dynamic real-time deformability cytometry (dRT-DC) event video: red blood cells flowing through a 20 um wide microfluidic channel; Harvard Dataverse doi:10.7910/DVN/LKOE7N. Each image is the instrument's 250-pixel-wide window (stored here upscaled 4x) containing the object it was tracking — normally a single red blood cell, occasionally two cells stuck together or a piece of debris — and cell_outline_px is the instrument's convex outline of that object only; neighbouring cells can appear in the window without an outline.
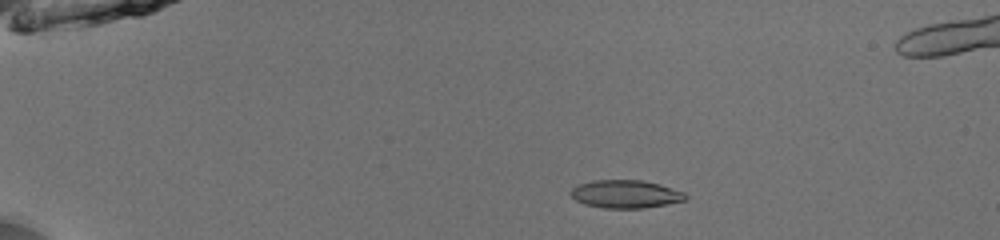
{"species": "common noctule bat (a hibernating species)", "species_latin": "Nyctalus noctula", "temperature_condition": "room temperature", "stored_images_in_passage": 42, "camera_frame_rate_fps": 3000, "um_per_image_px": 0.085, "animal": {"sex": "male", "body_mass_g": 13.0, "forearm_length_mm": 53.1}, "frame": {"image": 1, "passage_image": 1, "time_ms": 0.0, "image_size_px": [1000, 240], "cell_outline_px": [[688, 196], [684, 200], [644, 208], [604, 208], [584, 204], [576, 200], [572, 196], [572, 188], [580, 184], [592, 180], [640, 180], [660, 184], [684, 192]], "centroid_in_image_um": [53.17, 16.49], "position_along_channel_um": 31.8, "area_um2": 18.5}}
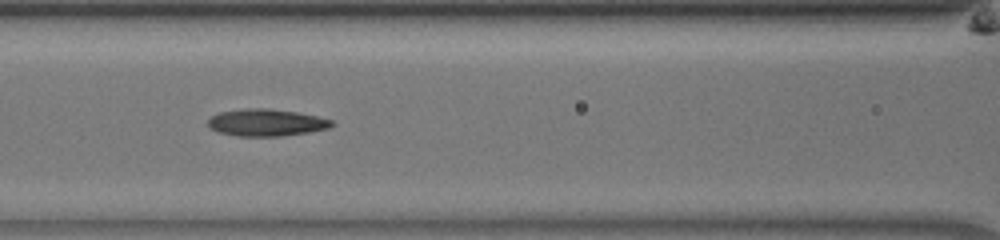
{"frame": {"image": 2, "passage_image": 15, "time_ms": 4.667, "image_size_px": [1000, 240], "cell_outline_px": [[336, 124], [328, 128], [308, 132], [280, 136], [240, 136], [220, 132], [212, 128], [208, 124], [208, 120], [212, 116], [220, 112], [244, 108], [268, 108], [296, 112], [316, 116], [332, 120]], "centroid_in_image_um": [22.66, 10.41], "position_along_channel_um": 143.9, "area_um2": 19.31}}
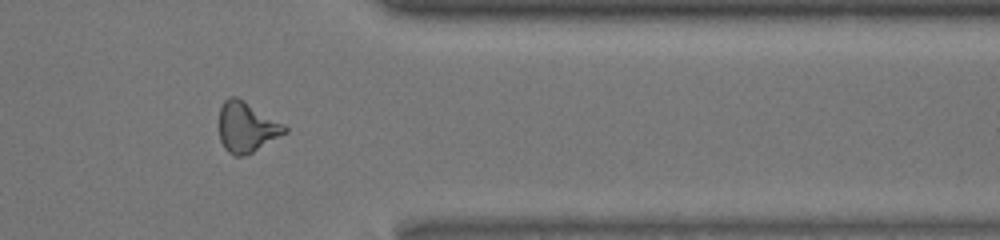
{"frame": {"image": 3, "passage_image": 34, "time_ms": 11.0, "image_size_px": [1000, 240], "cell_outline_px": [[288, 132], [252, 152], [240, 156], [232, 156], [224, 148], [220, 140], [220, 108], [224, 100], [228, 96], [236, 96], [244, 100], [284, 124], [288, 128]], "centroid_in_image_um": [20.96, 10.8], "position_along_channel_um": 390.4, "area_um2": 19.19}, "authors_computed_cell_mechanics": {"area_um2": 18.9295, "velocity_mm_per_s": 3.9798, "shape_relaxation_time_tau1_ms": 7.1232, "shape_relaxation_time_tau2_ms": 3.0503, "deformation_change_tau1": 0.1617, "deformation_change_tau2": 0.1156}}